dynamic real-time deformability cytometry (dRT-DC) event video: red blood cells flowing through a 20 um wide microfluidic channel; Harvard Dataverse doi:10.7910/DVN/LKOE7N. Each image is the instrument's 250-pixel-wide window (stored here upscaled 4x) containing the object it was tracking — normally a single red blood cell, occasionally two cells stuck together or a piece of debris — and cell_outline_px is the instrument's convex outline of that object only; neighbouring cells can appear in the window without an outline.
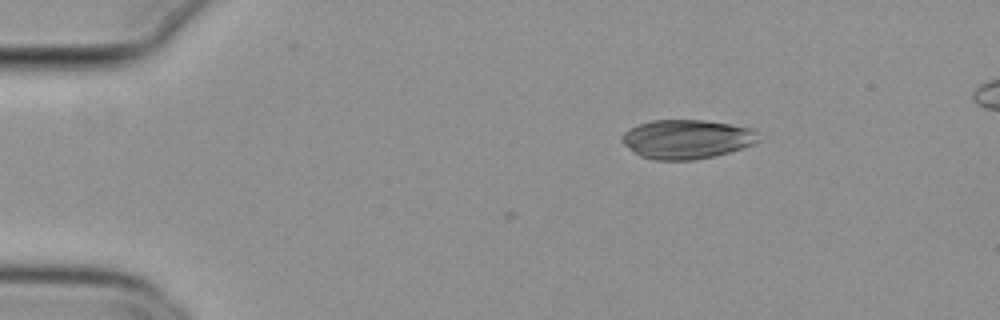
{"species": "common noctule bat (a hibernating species)", "species_latin": "Nyctalus noctula", "temperature_condition": "cold", "stored_images_in_passage": 4, "camera_frame_rate_fps": 3000, "um_per_image_px": 0.085, "animal": {"sex": "female", "body_mass_g": 29.2, "forearm_length_mm": 56.3}, "frame": {"image": 1, "passage_image": 1, "time_ms": 0.0, "image_size_px": [1000, 320], "cell_outline_px": [[760, 140], [752, 144], [728, 152], [696, 160], [656, 160], [640, 156], [624, 144], [620, 140], [620, 136], [624, 132], [640, 124], [652, 120], [704, 120], [732, 124], [752, 128], [756, 132]], "centroid_in_image_um": [58.36, 11.82], "position_along_channel_um": 26.6, "area_um2": 30.98}}